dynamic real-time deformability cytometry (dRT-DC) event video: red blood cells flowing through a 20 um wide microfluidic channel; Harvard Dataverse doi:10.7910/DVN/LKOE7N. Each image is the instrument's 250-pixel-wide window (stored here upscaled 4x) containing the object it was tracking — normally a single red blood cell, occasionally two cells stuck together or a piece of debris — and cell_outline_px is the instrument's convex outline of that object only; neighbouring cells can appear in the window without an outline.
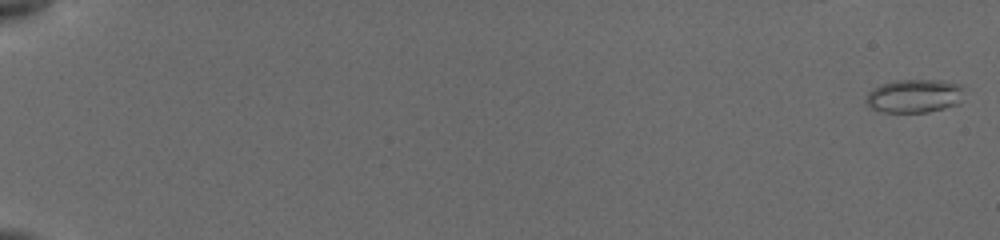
{"species": "common noctule bat (a hibernating species)", "species_latin": "Nyctalus noctula", "temperature_condition": "cold", "stored_images_in_passage": 27, "camera_frame_rate_fps": 3000, "um_per_image_px": 0.085, "animal": {"sex": "female", "body_mass_g": 19.5, "forearm_length_mm": 54.1}, "frame": {"image": 1, "passage_image": 1, "time_ms": 0.0, "image_size_px": [1000, 240], "cell_outline_px": [[964, 88], [960, 104], [928, 112], [884, 112], [868, 108], [864, 104], [864, 100], [868, 92], [872, 88], [896, 80], [940, 80], [960, 84]], "centroid_in_image_um": [77.7, 8.17], "position_along_channel_um": 7.3, "area_um2": 19.42}}